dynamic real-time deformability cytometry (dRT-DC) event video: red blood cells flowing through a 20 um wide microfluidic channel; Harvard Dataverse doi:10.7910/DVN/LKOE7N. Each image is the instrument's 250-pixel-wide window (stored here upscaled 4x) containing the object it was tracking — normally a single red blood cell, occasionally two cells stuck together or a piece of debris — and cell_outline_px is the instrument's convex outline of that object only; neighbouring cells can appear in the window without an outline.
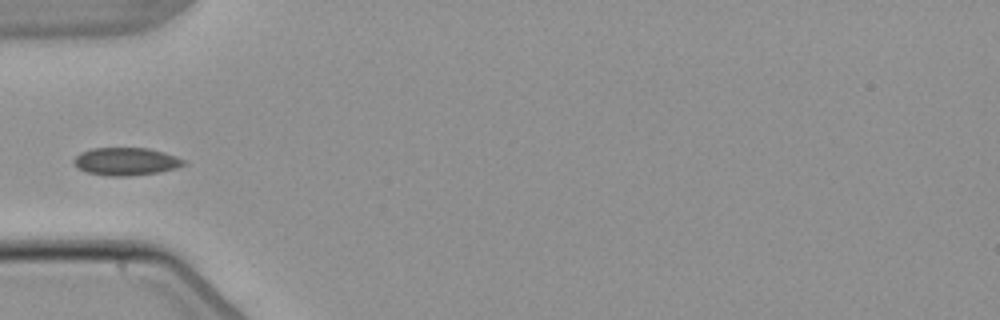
{"species": "common noctule bat (a hibernating species)", "species_latin": "Nyctalus noctula", "temperature_condition": "warm", "stored_images_in_passage": 5, "camera_frame_rate_fps": 3000, "um_per_image_px": 0.085, "animal": {"sex": "male", "body_mass_g": 21.5, "forearm_length_mm": 52.0}, "frame": {"image": 1, "passage_image": 5, "time_ms": 5.333, "image_size_px": [1000, 320], "cell_outline_px": [[188, 164], [176, 168], [160, 172], [128, 176], [108, 176], [88, 172], [76, 168], [72, 164], [72, 160], [80, 152], [92, 148], [148, 148], [164, 152], [176, 156], [184, 160]], "centroid_in_image_um": [10.69, 13.72], "position_along_channel_um": 74.3, "area_um2": 17.98}}